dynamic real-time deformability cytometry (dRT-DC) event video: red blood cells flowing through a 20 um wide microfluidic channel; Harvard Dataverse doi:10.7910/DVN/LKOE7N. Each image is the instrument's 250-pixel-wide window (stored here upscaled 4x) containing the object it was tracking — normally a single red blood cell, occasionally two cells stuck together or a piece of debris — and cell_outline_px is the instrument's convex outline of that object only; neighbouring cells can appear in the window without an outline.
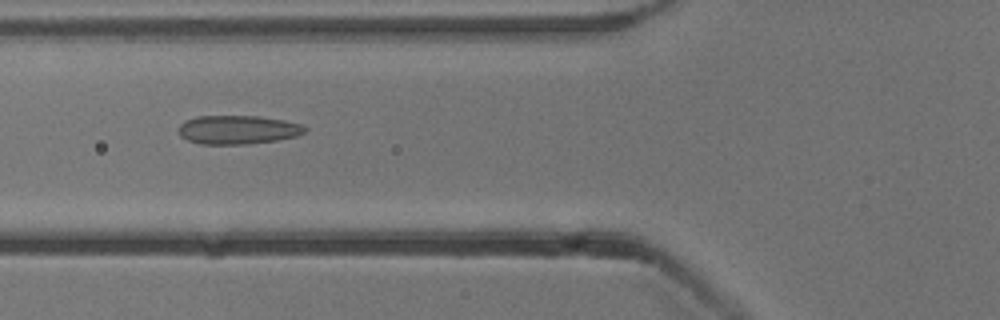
{"species": "common noctule bat (a hibernating species)", "species_latin": "Nyctalus noctula", "temperature_condition": "cold", "stored_images_in_passage": 53, "camera_frame_rate_fps": 3000, "um_per_image_px": 0.085, "animal": {"sex": "male", "body_mass_g": 13.3}, "frame": {"image": 1, "passage_image": 20, "time_ms": 6.333, "image_size_px": [1000, 320], "cell_outline_px": [[308, 128], [304, 132], [296, 136], [276, 140], [244, 144], [200, 144], [188, 140], [180, 136], [180, 124], [184, 120], [196, 116], [260, 116], [284, 120], [300, 124]], "centroid_in_image_um": [20.2, 11.02], "position_along_channel_um": 105.6, "area_um2": 21.1}}
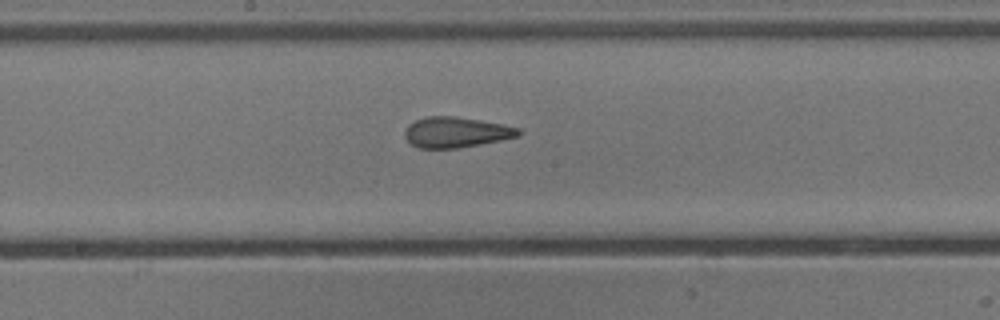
{"frame": {"image": 2, "passage_image": 28, "time_ms": 9.0, "image_size_px": [1000, 320], "cell_outline_px": [[524, 132], [520, 136], [480, 144], [456, 148], [420, 148], [412, 144], [404, 136], [404, 132], [408, 124], [416, 120], [428, 116], [456, 116], [504, 124], [520, 128]], "centroid_in_image_um": [38.8, 11.23], "position_along_channel_um": 209.4, "area_um2": 20.29}}
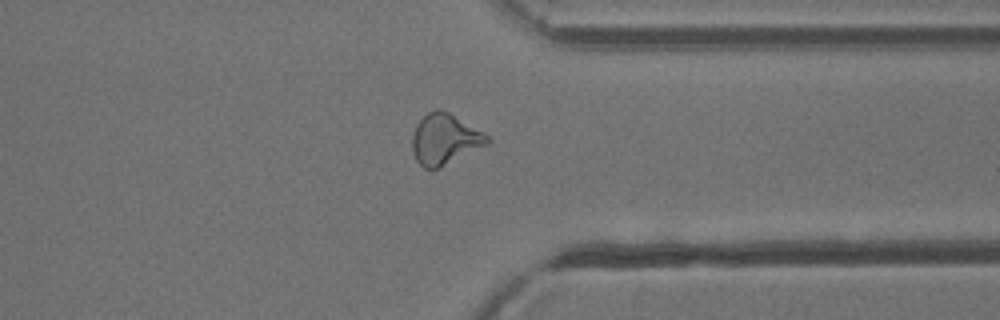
{"frame": {"image": 3, "passage_image": 41, "time_ms": 13.333, "image_size_px": [1000, 320], "cell_outline_px": [[492, 140], [488, 144], [440, 168], [424, 168], [416, 160], [412, 148], [412, 136], [416, 124], [428, 112], [436, 108], [440, 108], [448, 112], [484, 132]], "centroid_in_image_um": [37.81, 11.83], "position_along_channel_um": 373.6, "area_um2": 22.14}, "authors_computed_cell_mechanics": {"area_um2": 21.9062, "velocity_mm_per_s": 3.8674, "shape_relaxation_time_tau1_ms": null, "shape_relaxation_time_tau2_ms": 1.382, "deformation_change_tau1": null, "deformation_change_tau2": 0.0767}}